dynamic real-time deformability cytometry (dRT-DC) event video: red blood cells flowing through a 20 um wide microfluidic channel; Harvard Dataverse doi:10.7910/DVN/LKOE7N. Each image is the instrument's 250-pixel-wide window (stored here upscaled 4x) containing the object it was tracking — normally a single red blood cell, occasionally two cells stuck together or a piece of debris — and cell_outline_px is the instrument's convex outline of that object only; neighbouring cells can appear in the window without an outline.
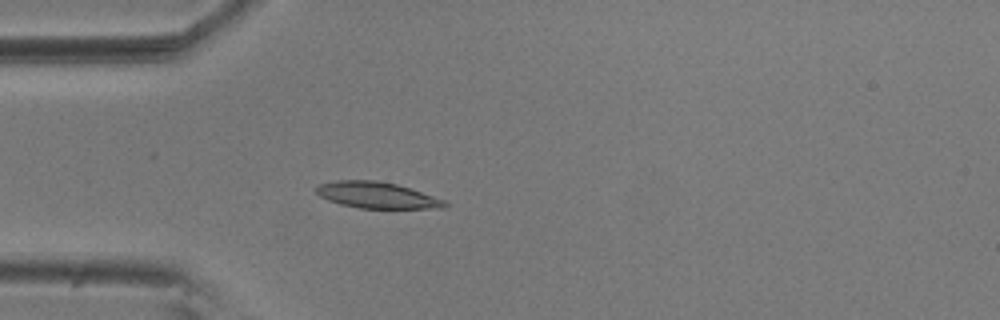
{"species": "common noctule bat (a hibernating species)", "species_latin": "Nyctalus noctula", "temperature_condition": "room temperature", "stored_images_in_passage": 55, "camera_frame_rate_fps": 3000, "um_per_image_px": 0.085, "animal": {"sex": "male", "body_mass_g": 20.5, "forearm_length_mm": 52.5}, "frame": {"image": 1, "passage_image": 15, "time_ms": 4.667, "image_size_px": [1000, 320], "cell_outline_px": [[448, 204], [444, 208], [360, 208], [340, 204], [328, 200], [320, 196], [316, 192], [316, 188], [320, 184], [336, 180], [376, 180], [396, 184], [444, 200]], "centroid_in_image_um": [32.0, 16.59], "position_along_channel_um": 53.0, "area_um2": 19.36}}
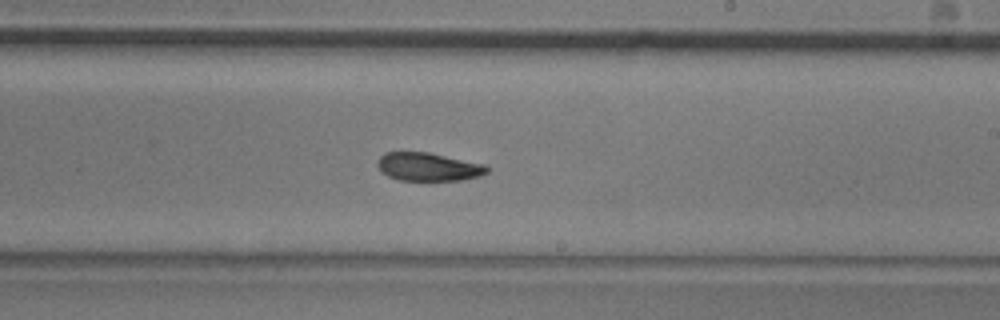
{"frame": {"image": 2, "passage_image": 32, "time_ms": 10.333, "image_size_px": [1000, 320], "cell_outline_px": [[488, 172], [480, 176], [464, 180], [428, 184], [400, 180], [388, 176], [376, 164], [376, 160], [384, 152], [428, 152], [484, 164], [488, 168]], "centroid_in_image_um": [36.41, 14.23], "position_along_channel_um": 252.6, "area_um2": 18.9}}
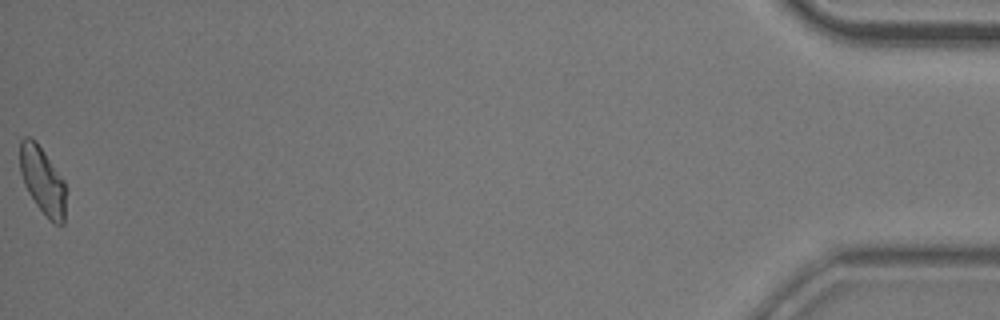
{"frame": {"image": 3, "passage_image": 55, "time_ms": 18.0, "image_size_px": [1000, 320], "cell_outline_px": [[68, 188], [64, 224], [56, 224], [48, 220], [36, 204], [28, 192], [24, 184], [20, 172], [20, 140], [24, 136], [28, 136], [36, 140], [64, 180]], "centroid_in_image_um": [3.66, 15.37], "position_along_channel_um": 431.5, "area_um2": 18.55}, "authors_computed_cell_mechanics": {"area_um2": 18.785, "velocity_mm_per_s": 3.6409, "shape_relaxation_time_tau1_ms": 3.8679, "shape_relaxation_time_tau2_ms": 3.5621, "deformation_change_tau1": 0.1307, "deformation_change_tau2": 0.0727}}